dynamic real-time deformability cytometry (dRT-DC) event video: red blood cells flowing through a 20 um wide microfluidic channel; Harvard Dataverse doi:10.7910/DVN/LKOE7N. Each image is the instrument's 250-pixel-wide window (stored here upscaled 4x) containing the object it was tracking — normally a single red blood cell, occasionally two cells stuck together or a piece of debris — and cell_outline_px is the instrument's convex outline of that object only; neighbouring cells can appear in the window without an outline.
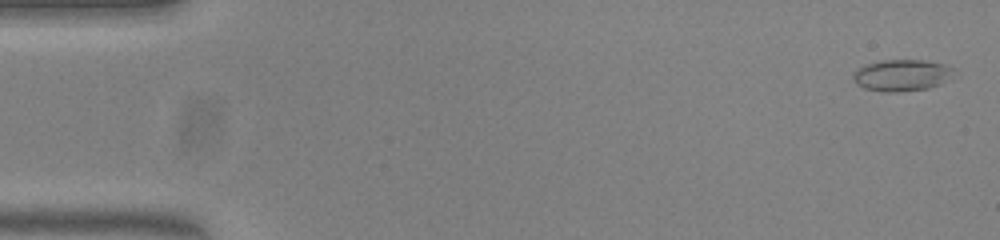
{"species": "common noctule bat (a hibernating species)", "species_latin": "Nyctalus noctula", "temperature_condition": "warm", "stored_images_in_passage": 54, "camera_frame_rate_fps": 3000, "um_per_image_px": 0.085, "animal": {"sex": "female", "body_mass_g": 23.0, "forearm_length_mm": 53.4}, "frame": {"image": 1, "passage_image": 2, "time_ms": 0.333, "image_size_px": [1000, 240], "cell_outline_px": [[956, 68], [940, 84], [928, 88], [896, 92], [880, 92], [864, 88], [856, 84], [852, 76], [856, 68], [880, 60], [924, 60], [944, 64]], "centroid_in_image_um": [76.59, 6.39], "position_along_channel_um": 8.4, "area_um2": 18.44}}
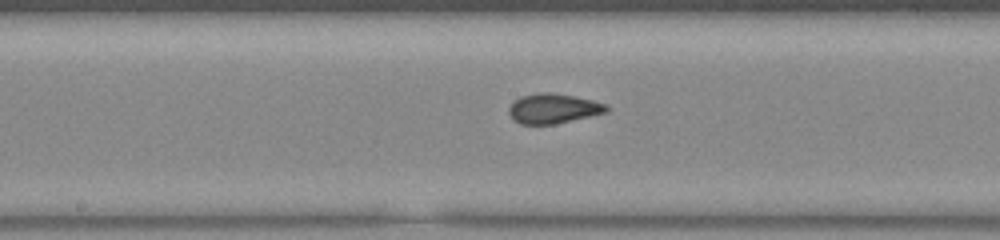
{"frame": {"image": 2, "passage_image": 28, "time_ms": 9.0, "image_size_px": [1000, 240], "cell_outline_px": [[608, 112], [556, 124], [520, 124], [512, 120], [508, 112], [508, 108], [520, 96], [540, 92], [552, 92], [592, 100], [604, 104], [608, 108]], "centroid_in_image_um": [46.99, 9.23], "position_along_channel_um": 201.2, "area_um2": 16.94}}
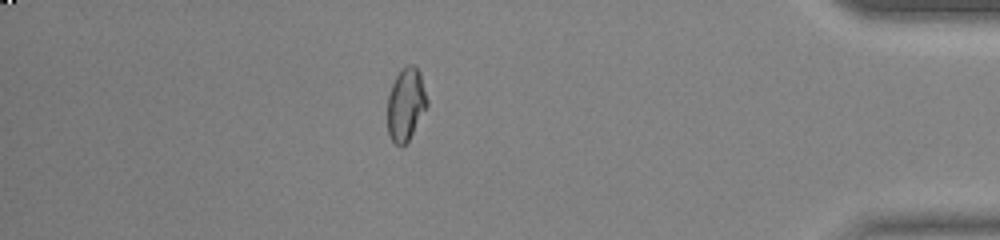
{"frame": {"image": 3, "passage_image": 47, "time_ms": 15.333, "image_size_px": [1000, 240], "cell_outline_px": [[428, 104], [408, 140], [400, 148], [392, 140], [388, 132], [388, 96], [392, 84], [396, 76], [408, 64], [412, 64], [420, 72], [428, 100]], "centroid_in_image_um": [34.5, 8.87], "position_along_channel_um": 400.7, "area_um2": 16.47}, "authors_computed_cell_mechanics": {"area_um2": 17.2244, "velocity_mm_per_s": 3.8302, "shape_relaxation_time_tau1_ms": null, "shape_relaxation_time_tau2_ms": 1.0513, "deformation_change_tau1": null, "deformation_change_tau2": 0.0535}}